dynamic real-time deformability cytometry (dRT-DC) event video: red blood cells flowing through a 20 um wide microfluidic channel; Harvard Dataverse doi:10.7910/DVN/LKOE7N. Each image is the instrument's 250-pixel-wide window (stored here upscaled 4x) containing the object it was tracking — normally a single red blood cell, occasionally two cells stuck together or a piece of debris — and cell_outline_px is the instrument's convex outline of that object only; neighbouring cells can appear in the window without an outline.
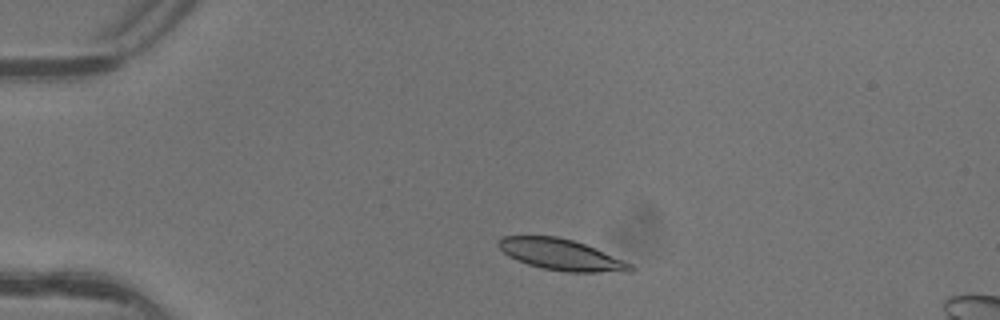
{"species": "common noctule bat (a hibernating species)", "species_latin": "Nyctalus noctula", "temperature_condition": "warm", "stored_images_in_passage": 3, "camera_frame_rate_fps": 3000, "um_per_image_px": 0.085, "animal": {"sex": "female"}, "frame": {"image": 1, "passage_image": 2, "time_ms": 0.333, "image_size_px": [1000, 320], "cell_outline_px": [[636, 268], [632, 272], [564, 272], [544, 268], [528, 264], [516, 260], [508, 256], [496, 244], [504, 236], [556, 236], [572, 240], [584, 244], [624, 260], [632, 264]], "centroid_in_image_um": [47.73, 21.66], "position_along_channel_um": 37.3, "area_um2": 23.81}}